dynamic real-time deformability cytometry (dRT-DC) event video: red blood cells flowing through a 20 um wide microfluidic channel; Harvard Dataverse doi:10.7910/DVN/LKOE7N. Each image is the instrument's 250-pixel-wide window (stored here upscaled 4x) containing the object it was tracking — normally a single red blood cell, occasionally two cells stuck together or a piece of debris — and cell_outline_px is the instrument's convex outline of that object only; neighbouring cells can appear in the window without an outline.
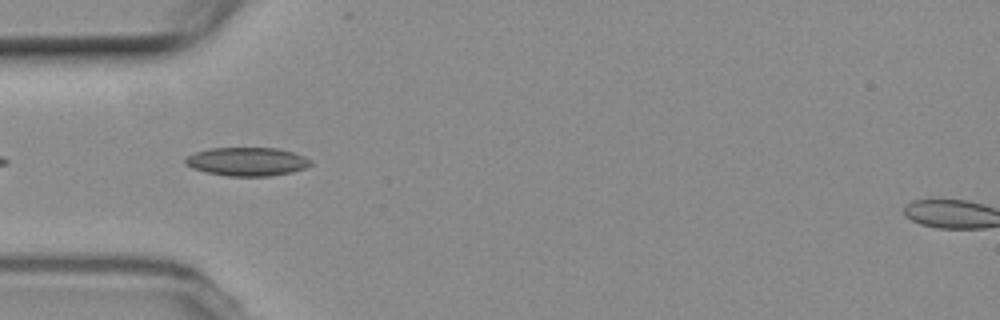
{"species": "common noctule bat (a hibernating species)", "species_latin": "Nyctalus noctula", "temperature_condition": "room temperature", "stored_images_in_passage": 2, "camera_frame_rate_fps": 3000, "um_per_image_px": 0.085, "animal": {"sex": "female", "body_mass_g": 19.3, "forearm_length_mm": 54.1}, "frame": {"image": 1, "passage_image": 1, "time_ms": 0.0, "image_size_px": [1000, 320], "cell_outline_px": [[312, 164], [304, 168], [292, 172], [268, 176], [228, 176], [208, 172], [192, 168], [184, 164], [184, 160], [188, 156], [196, 152], [208, 148], [276, 148], [292, 152], [304, 156], [312, 160]], "centroid_in_image_um": [21.0, 13.73], "position_along_channel_um": 64.0, "area_um2": 20.75}}
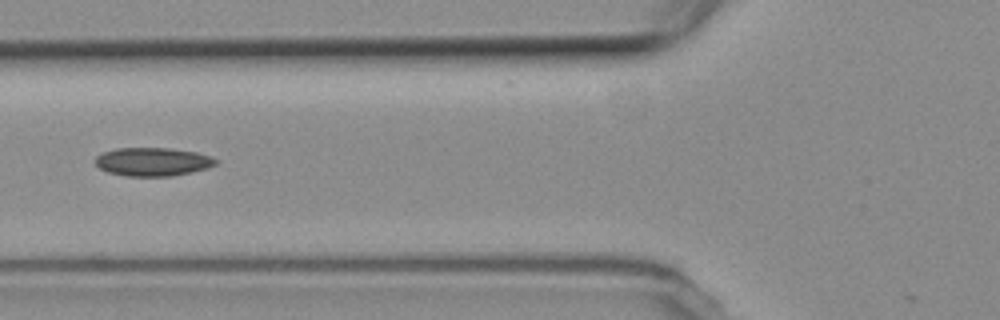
{"frame": {"image": 2, "passage_image": 2, "time_ms": 1.333, "image_size_px": [1000, 320], "cell_outline_px": [[216, 164], [208, 168], [192, 172], [172, 176], [128, 176], [108, 172], [100, 168], [96, 164], [96, 156], [104, 152], [116, 148], [168, 148], [196, 152], [208, 156], [216, 160]], "centroid_in_image_um": [12.97, 13.75], "position_along_channel_um": 112.8, "area_um2": 19.77}}